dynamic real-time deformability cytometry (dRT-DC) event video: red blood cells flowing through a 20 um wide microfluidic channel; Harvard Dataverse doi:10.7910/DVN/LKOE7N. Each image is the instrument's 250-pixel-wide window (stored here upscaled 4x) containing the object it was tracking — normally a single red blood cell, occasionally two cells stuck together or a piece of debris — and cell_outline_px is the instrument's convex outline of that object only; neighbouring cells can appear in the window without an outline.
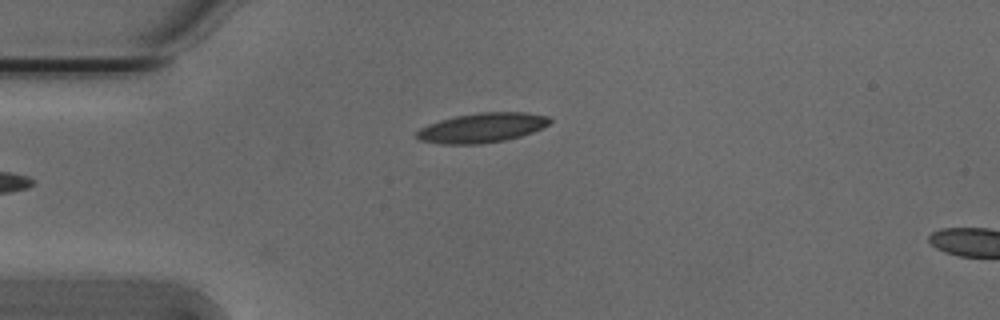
{"species": "Egyptian fruit bat (a non-hibernating species)", "species_latin": "Rousettus aegyptiacus", "temperature_condition": "cold", "stored_images_in_passage": 2, "camera_frame_rate_fps": 3000, "um_per_image_px": 0.085, "animal": {"sex": "male"}, "frame": {"image": 1, "passage_image": 2, "time_ms": 0.333, "image_size_px": [1000, 320], "cell_outline_px": [[552, 120], [548, 124], [532, 132], [520, 136], [504, 140], [480, 144], [440, 144], [416, 140], [416, 132], [420, 128], [428, 124], [440, 120], [456, 116], [476, 112], [524, 112], [548, 116]], "centroid_in_image_um": [40.92, 10.86], "position_along_channel_um": 44.1, "area_um2": 23.0}}